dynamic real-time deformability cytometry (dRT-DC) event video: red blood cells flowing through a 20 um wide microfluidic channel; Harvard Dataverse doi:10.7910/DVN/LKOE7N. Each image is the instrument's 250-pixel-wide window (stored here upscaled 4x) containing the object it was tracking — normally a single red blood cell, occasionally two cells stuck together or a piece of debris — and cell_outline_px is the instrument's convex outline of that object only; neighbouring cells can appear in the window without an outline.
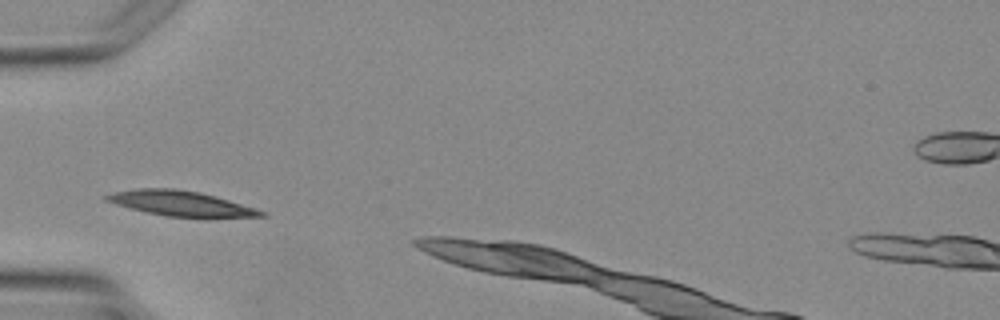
{"species": "Egyptian fruit bat (a non-hibernating species)", "species_latin": "Rousettus aegyptiacus", "temperature_condition": "warm", "stored_images_in_passage": 1, "camera_frame_rate_fps": 3000, "um_per_image_px": 0.085, "animal": {"sex": "female"}, "frame": {"image": 1, "passage_image": 1, "time_ms": 0.0, "image_size_px": [1000, 320], "cell_outline_px": [[268, 216], [168, 216], [148, 212], [116, 204], [104, 200], [104, 196], [112, 192], [132, 188], [176, 188], [200, 192], [216, 196], [256, 208], [268, 212]], "centroid_in_image_um": [15.34, 17.25], "position_along_channel_um": 69.7, "area_um2": 22.2}}